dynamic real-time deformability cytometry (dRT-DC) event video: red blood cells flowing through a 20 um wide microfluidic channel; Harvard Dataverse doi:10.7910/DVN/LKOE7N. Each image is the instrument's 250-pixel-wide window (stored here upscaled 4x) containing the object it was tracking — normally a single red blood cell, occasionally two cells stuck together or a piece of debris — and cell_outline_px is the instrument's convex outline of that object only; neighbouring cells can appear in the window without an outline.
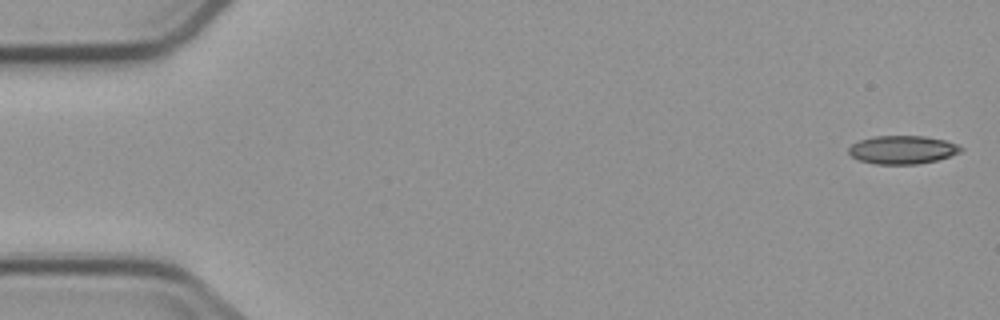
{"species": "common noctule bat (a hibernating species)", "species_latin": "Nyctalus noctula", "temperature_condition": "cold", "stored_images_in_passage": 5, "camera_frame_rate_fps": 3000, "um_per_image_px": 0.085, "animal": {"sex": "male", "body_mass_g": 23.1, "forearm_length_mm": 52.7}, "frame": {"image": 1, "passage_image": 1, "time_ms": 0.0, "image_size_px": [1000, 320], "cell_outline_px": [[964, 148], [960, 152], [936, 160], [916, 164], [876, 164], [860, 160], [852, 156], [848, 152], [848, 148], [852, 144], [860, 140], [876, 136], [924, 136], [944, 140], [956, 144]], "centroid_in_image_um": [76.69, 12.72], "position_along_channel_um": 8.3, "area_um2": 18.26}}